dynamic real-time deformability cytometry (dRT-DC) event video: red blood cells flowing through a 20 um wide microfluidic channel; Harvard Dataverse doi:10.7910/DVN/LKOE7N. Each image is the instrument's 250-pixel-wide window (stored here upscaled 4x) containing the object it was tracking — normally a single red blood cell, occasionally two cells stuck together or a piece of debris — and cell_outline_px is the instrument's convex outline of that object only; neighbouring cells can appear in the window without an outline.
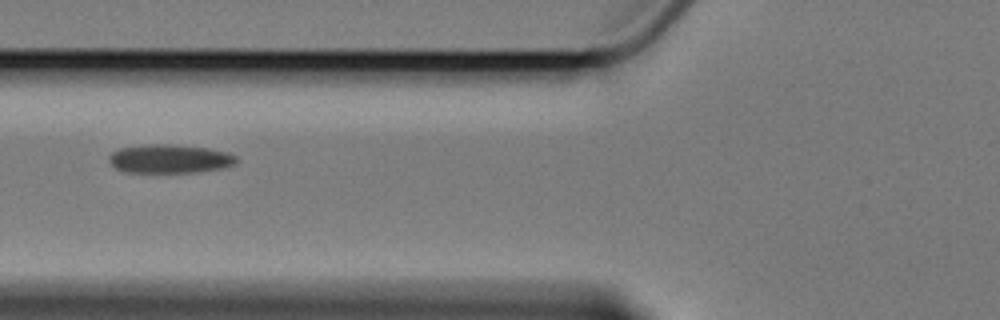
{"species": "Egyptian fruit bat (a non-hibernating species)", "species_latin": "Rousettus aegyptiacus", "temperature_condition": "cold", "stored_images_in_passage": 7, "camera_frame_rate_fps": 3000, "um_per_image_px": 0.085, "animal": {"sex": "female"}, "frame": {"image": 1, "passage_image": 3, "time_ms": 2.333, "image_size_px": [1000, 320], "cell_outline_px": [[240, 160], [236, 164], [220, 168], [196, 172], [124, 172], [116, 168], [108, 160], [108, 156], [112, 152], [120, 148], [148, 144], [172, 144], [208, 148], [228, 152], [236, 156]], "centroid_in_image_um": [14.44, 13.49], "position_along_channel_um": 111.4, "area_um2": 21.39}}
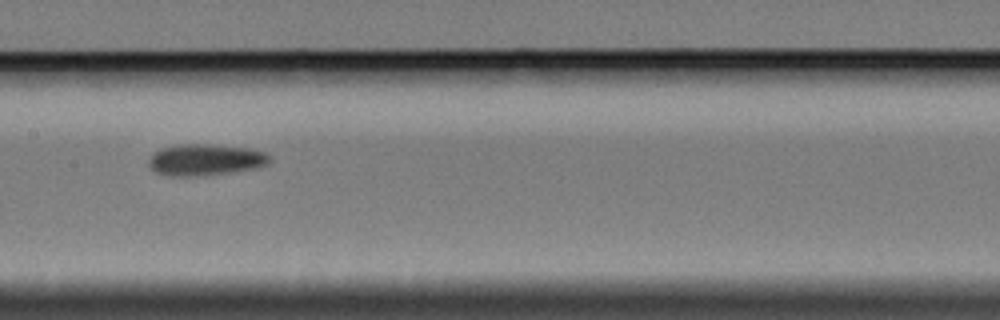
{"frame": {"image": 2, "passage_image": 5, "time_ms": 4.667, "image_size_px": [1000, 320], "cell_outline_px": [[272, 160], [268, 164], [256, 168], [232, 172], [204, 176], [168, 176], [156, 172], [148, 164], [148, 160], [160, 148], [180, 144], [208, 144], [248, 148], [264, 152]], "centroid_in_image_um": [17.46, 13.59], "position_along_channel_um": 189.9, "area_um2": 22.2}}
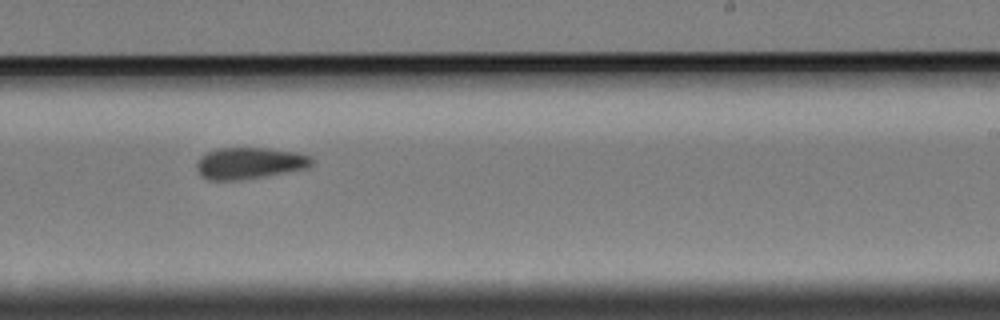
{"frame": {"image": 3, "passage_image": 7, "time_ms": 7.0, "image_size_px": [1000, 320], "cell_outline_px": [[312, 164], [308, 168], [264, 176], [240, 180], [208, 180], [200, 176], [196, 168], [196, 164], [200, 156], [208, 152], [220, 148], [268, 148], [296, 152], [312, 156]], "centroid_in_image_um": [21.19, 13.87], "position_along_channel_um": 267.8, "area_um2": 21.21}}